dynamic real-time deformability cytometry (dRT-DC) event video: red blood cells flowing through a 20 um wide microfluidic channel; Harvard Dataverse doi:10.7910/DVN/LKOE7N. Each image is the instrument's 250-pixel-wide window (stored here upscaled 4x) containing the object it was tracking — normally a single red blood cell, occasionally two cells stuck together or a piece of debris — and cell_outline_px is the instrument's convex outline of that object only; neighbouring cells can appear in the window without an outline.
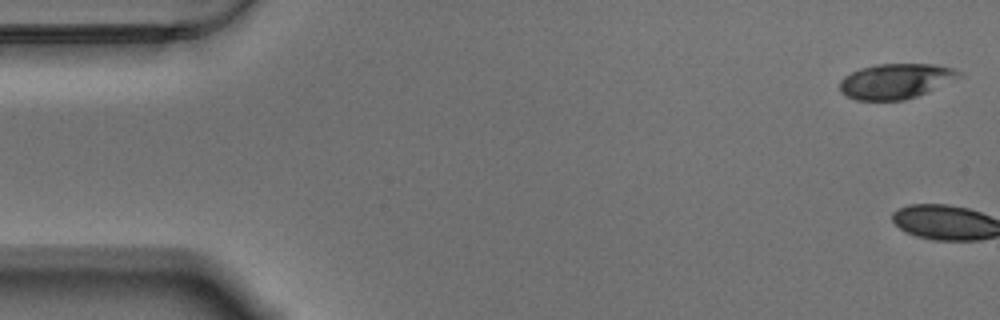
{"species": "Egyptian fruit bat (a non-hibernating species)", "species_latin": "Rousettus aegyptiacus", "temperature_condition": "warm", "stored_images_in_passage": 3, "camera_frame_rate_fps": 3000, "um_per_image_px": 0.085, "animal": {"sex": "male"}, "frame": {"image": 1, "passage_image": 1, "time_ms": 0.0, "image_size_px": [1000, 320], "cell_outline_px": [[964, 76], [928, 92], [904, 100], [856, 100], [840, 92], [840, 80], [844, 76], [860, 68], [876, 64], [932, 64], [956, 68], [964, 72]], "centroid_in_image_um": [76.2, 6.88], "position_along_channel_um": 8.8, "area_um2": 24.68}}